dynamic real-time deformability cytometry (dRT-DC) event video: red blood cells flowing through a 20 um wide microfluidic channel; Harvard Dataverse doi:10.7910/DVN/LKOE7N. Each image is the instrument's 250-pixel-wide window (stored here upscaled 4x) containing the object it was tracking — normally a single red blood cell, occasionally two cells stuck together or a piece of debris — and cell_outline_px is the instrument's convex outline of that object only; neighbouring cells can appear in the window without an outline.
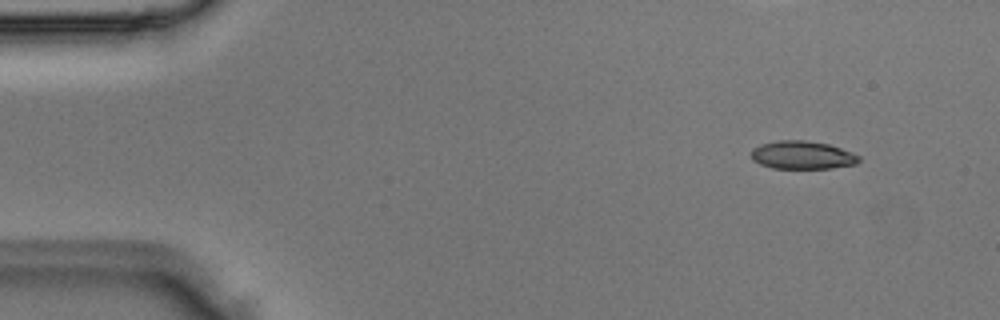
{"species": "Egyptian fruit bat (a non-hibernating species)", "species_latin": "Rousettus aegyptiacus", "temperature_condition": "room temperature", "stored_images_in_passage": 4, "camera_frame_rate_fps": 3000, "um_per_image_px": 0.085, "animal": {"sex": "male"}, "frame": {"image": 1, "passage_image": 1, "time_ms": 0.0, "image_size_px": [1000, 320], "cell_outline_px": [[860, 160], [856, 164], [832, 168], [772, 168], [760, 164], [752, 160], [752, 148], [760, 144], [776, 140], [804, 140], [828, 144], [852, 152], [860, 156]], "centroid_in_image_um": [68.19, 13.18], "position_along_channel_um": 16.8, "area_um2": 17.69}}
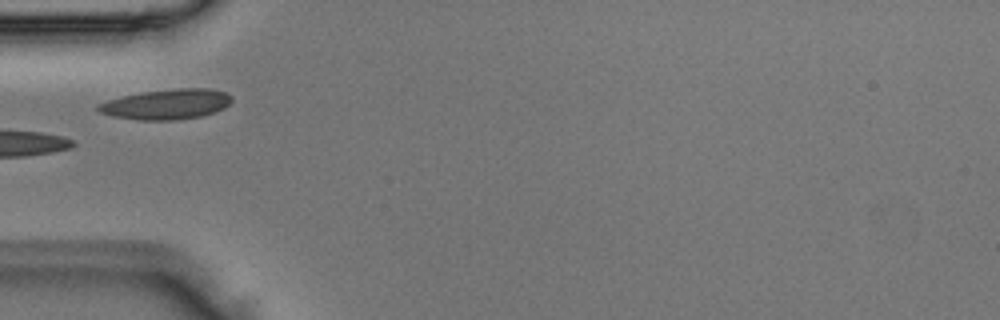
{"frame": {"image": 2, "passage_image": 4, "time_ms": 1.0, "image_size_px": [1000, 320], "cell_outline_px": [[232, 100], [224, 108], [216, 112], [200, 116], [172, 120], [140, 120], [116, 116], [100, 112], [96, 108], [96, 104], [108, 100], [140, 92], [176, 88], [212, 88], [224, 92], [232, 96]], "centroid_in_image_um": [14.18, 8.85], "position_along_channel_um": 70.8, "area_um2": 23.41}}